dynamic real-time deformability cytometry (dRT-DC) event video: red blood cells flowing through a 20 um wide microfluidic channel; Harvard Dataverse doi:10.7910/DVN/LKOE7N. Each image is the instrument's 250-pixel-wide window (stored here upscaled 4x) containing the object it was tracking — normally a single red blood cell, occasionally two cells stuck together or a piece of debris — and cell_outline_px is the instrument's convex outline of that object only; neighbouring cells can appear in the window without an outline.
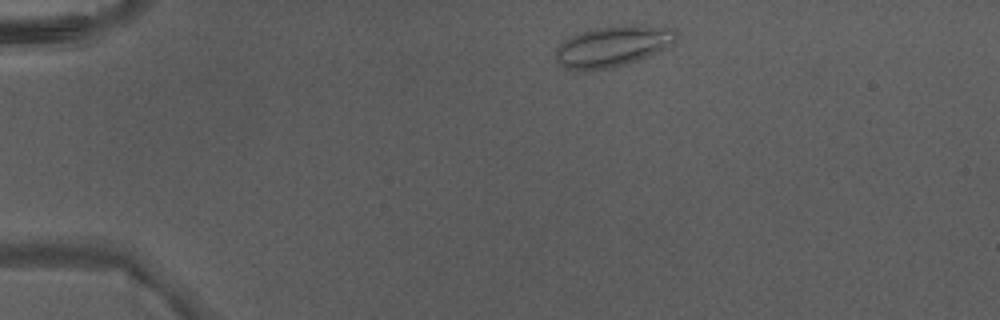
{"species": "Egyptian fruit bat (a non-hibernating species)", "species_latin": "Rousettus aegyptiacus", "temperature_condition": "warm", "stored_images_in_passage": 2, "camera_frame_rate_fps": 3000, "um_per_image_px": 0.085, "animal": {"sex": "male"}, "frame": {"image": 1, "passage_image": 1, "time_ms": 0.0, "image_size_px": [1000, 320], "cell_outline_px": [[676, 40], [668, 48], [640, 60], [628, 64], [612, 68], [592, 72], [588, 72], [564, 68], [556, 60], [556, 48], [564, 40], [580, 32], [592, 28], [632, 24], [640, 24], [672, 28], [676, 32]], "centroid_in_image_um": [52.1, 3.95], "position_along_channel_um": 32.9, "area_um2": 29.42}}